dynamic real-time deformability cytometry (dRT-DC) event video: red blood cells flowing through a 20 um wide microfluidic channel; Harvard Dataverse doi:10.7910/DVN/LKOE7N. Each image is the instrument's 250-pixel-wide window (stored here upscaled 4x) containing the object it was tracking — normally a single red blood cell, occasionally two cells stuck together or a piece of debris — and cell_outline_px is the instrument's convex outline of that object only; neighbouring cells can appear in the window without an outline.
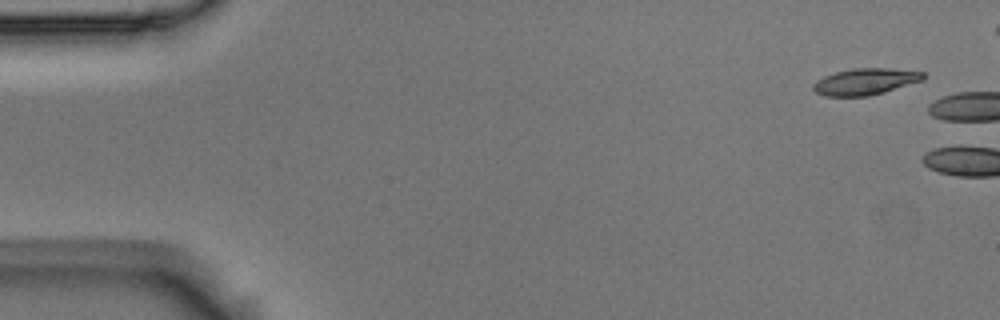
{"species": "Egyptian fruit bat (a non-hibernating species)", "species_latin": "Rousettus aegyptiacus", "temperature_condition": "room temperature", "stored_images_in_passage": 2, "camera_frame_rate_fps": 3000, "um_per_image_px": 0.085, "animal": {"sex": "male"}, "frame": {"image": 1, "passage_image": 1, "time_ms": 0.0, "image_size_px": [1000, 320], "cell_outline_px": [[924, 80], [884, 92], [868, 96], [824, 96], [816, 92], [812, 88], [812, 84], [816, 80], [824, 76], [836, 72], [852, 68], [888, 68], [924, 72]], "centroid_in_image_um": [73.53, 6.93], "position_along_channel_um": 11.5, "area_um2": 16.99}}